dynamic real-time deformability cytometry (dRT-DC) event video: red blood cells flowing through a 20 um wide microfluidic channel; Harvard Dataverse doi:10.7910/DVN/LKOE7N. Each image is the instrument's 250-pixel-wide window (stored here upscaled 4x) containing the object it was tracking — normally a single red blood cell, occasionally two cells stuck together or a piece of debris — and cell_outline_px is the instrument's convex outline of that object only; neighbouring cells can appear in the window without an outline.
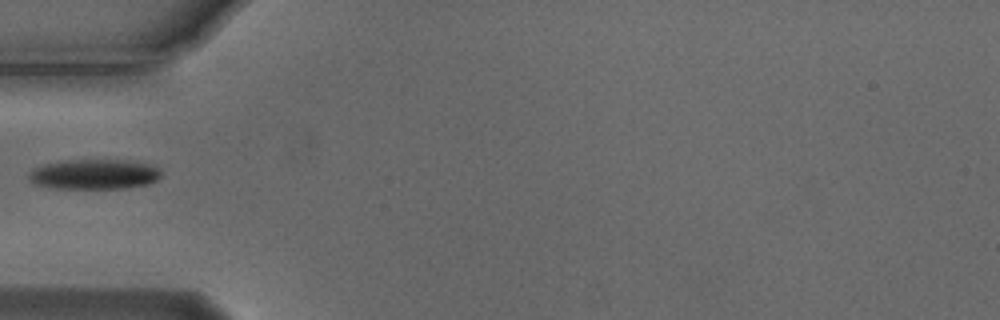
{"species": "Egyptian fruit bat (a non-hibernating species)", "species_latin": "Rousettus aegyptiacus", "temperature_condition": "cold", "stored_images_in_passage": 25, "camera_frame_rate_fps": 3000, "um_per_image_px": 0.085, "animal": {"sex": "male"}, "frame": {"image": 1, "passage_image": 1, "time_ms": 0.0, "image_size_px": [1000, 320], "cell_outline_px": [[160, 176], [156, 180], [148, 184], [124, 188], [56, 188], [32, 184], [28, 180], [28, 176], [32, 168], [44, 164], [68, 160], [128, 160], [148, 164], [156, 168], [160, 172]], "centroid_in_image_um": [7.95, 14.81], "position_along_channel_um": 77.1, "area_um2": 23.06}}
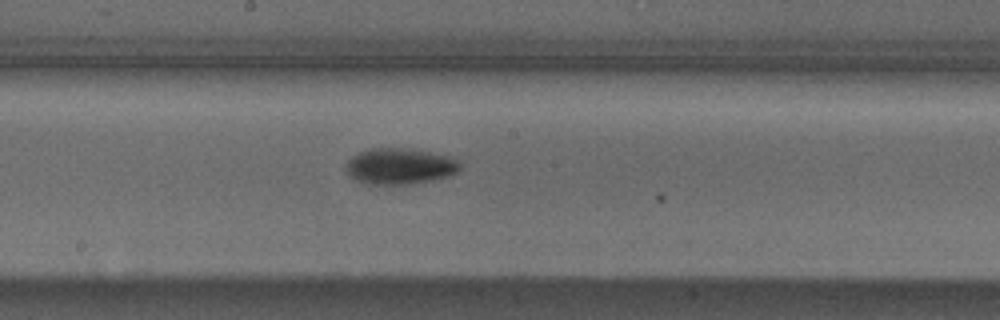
{"frame": {"image": 2, "passage_image": 12, "time_ms": 3.667, "image_size_px": [1000, 320], "cell_outline_px": [[460, 168], [456, 172], [448, 176], [432, 180], [412, 184], [364, 184], [348, 176], [344, 168], [348, 160], [352, 156], [368, 148], [400, 148], [428, 152], [452, 156], [460, 160]], "centroid_in_image_um": [33.96, 14.13], "position_along_channel_um": 214.2, "area_um2": 24.16}}
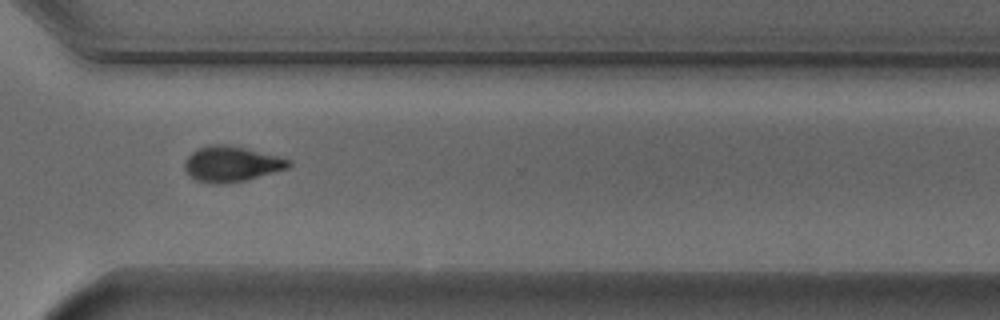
{"frame": {"image": 3, "passage_image": 23, "time_ms": 7.333, "image_size_px": [1000, 320], "cell_outline_px": [[292, 164], [288, 168], [248, 180], [220, 184], [212, 184], [196, 180], [184, 168], [184, 164], [188, 156], [192, 152], [208, 144], [228, 144], [292, 160]], "centroid_in_image_um": [19.68, 13.94], "position_along_channel_um": 350.9, "area_um2": 21.39}}